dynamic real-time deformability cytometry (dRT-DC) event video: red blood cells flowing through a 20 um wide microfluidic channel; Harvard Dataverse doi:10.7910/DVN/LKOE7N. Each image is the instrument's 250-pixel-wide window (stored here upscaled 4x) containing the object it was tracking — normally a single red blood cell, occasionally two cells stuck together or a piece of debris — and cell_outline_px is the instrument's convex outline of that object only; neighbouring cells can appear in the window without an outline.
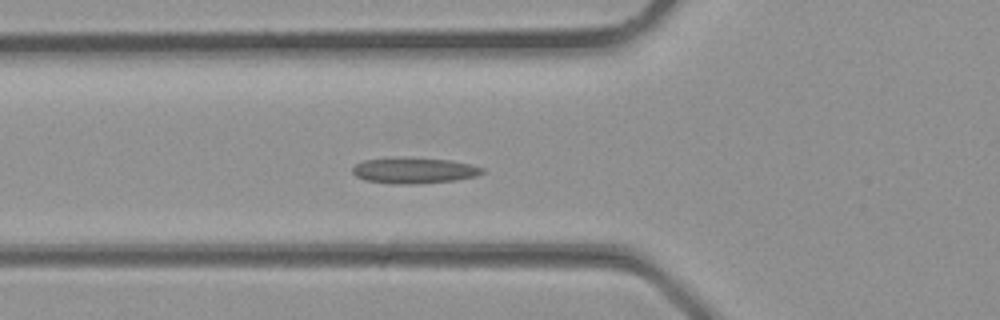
{"species": "common noctule bat (a hibernating species)", "species_latin": "Nyctalus noctula", "temperature_condition": "room temperature", "stored_images_in_passage": 30, "camera_frame_rate_fps": 3000, "um_per_image_px": 0.085, "animal": {"sex": "male", "body_mass_g": 23.1, "forearm_length_mm": 52.7}, "frame": {"image": 1, "passage_image": 8, "time_ms": 2.333, "image_size_px": [1000, 320], "cell_outline_px": [[484, 172], [476, 176], [456, 180], [420, 184], [392, 184], [364, 180], [356, 176], [352, 172], [352, 168], [356, 164], [364, 160], [392, 156], [452, 160], [484, 168]], "centroid_in_image_um": [35.16, 14.48], "position_along_channel_um": 90.6, "area_um2": 19.94}}
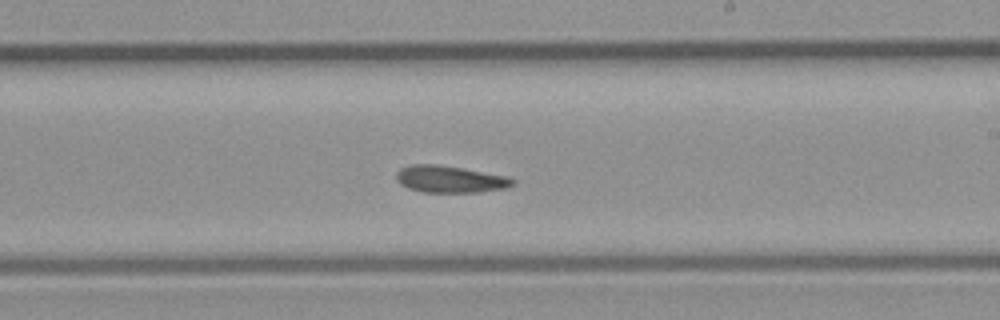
{"frame": {"image": 2, "passage_image": 16, "time_ms": 5.0, "image_size_px": [1000, 320], "cell_outline_px": [[516, 184], [504, 188], [480, 192], [424, 192], [408, 188], [400, 184], [396, 180], [396, 172], [400, 168], [412, 164], [436, 164], [464, 168], [508, 176], [516, 180]], "centroid_in_image_um": [38.26, 15.22], "position_along_channel_um": 250.7, "area_um2": 18.44}}
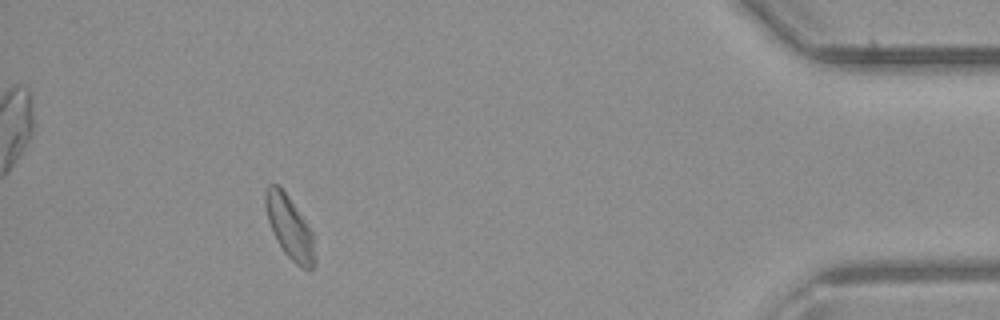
{"frame": {"image": 3, "passage_image": 27, "time_ms": 8.667, "image_size_px": [1000, 320], "cell_outline_px": [[316, 264], [312, 268], [300, 268], [284, 252], [272, 232], [268, 220], [264, 204], [264, 192], [268, 184], [280, 184], [312, 232]], "centroid_in_image_um": [24.59, 19.3], "position_along_channel_um": 410.6, "area_um2": 17.98}}